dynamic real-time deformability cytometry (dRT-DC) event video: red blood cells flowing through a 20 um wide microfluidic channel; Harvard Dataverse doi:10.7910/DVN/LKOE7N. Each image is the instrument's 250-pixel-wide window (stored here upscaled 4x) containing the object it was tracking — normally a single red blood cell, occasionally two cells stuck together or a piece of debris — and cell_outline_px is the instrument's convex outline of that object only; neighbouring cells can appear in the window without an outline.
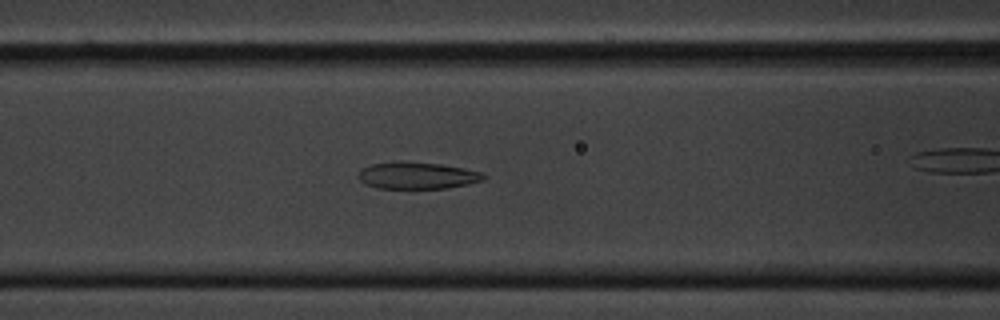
{"species": "common noctule bat (a hibernating species)", "species_latin": "Nyctalus noctula", "temperature_condition": "cold", "stored_images_in_passage": 47, "segment_of_instrument_passage": [1, 2], "camera_frame_rate_fps": 3000, "um_per_image_px": 0.085, "animal": {"sex": "male", "body_mass_g": 20.1, "forearm_length_mm": 53.5}, "frame": {"image": 1, "passage_image": 24, "time_ms": 7.667, "image_size_px": [1000, 320], "cell_outline_px": [[488, 176], [484, 180], [468, 184], [448, 188], [376, 188], [364, 184], [356, 176], [364, 168], [372, 164], [400, 160], [408, 160], [440, 164], [464, 168], [480, 172]], "centroid_in_image_um": [35.46, 14.91], "position_along_channel_um": 131.1, "area_um2": 19.88}}
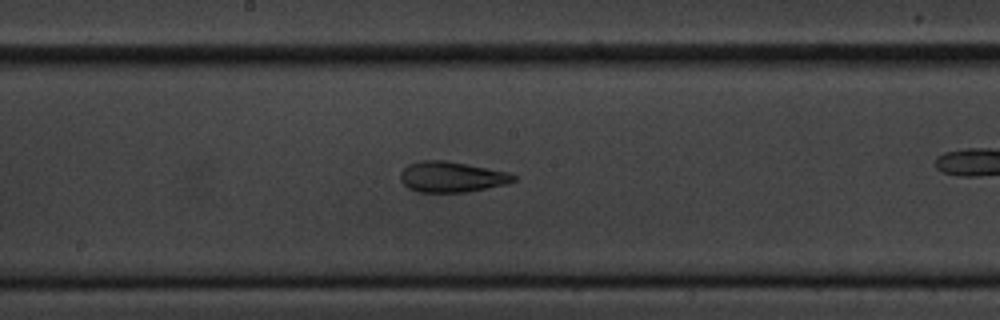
{"frame": {"image": 2, "passage_image": 31, "time_ms": 10.0, "image_size_px": [1000, 320], "cell_outline_px": [[516, 180], [508, 184], [468, 192], [416, 192], [408, 188], [400, 180], [400, 172], [408, 164], [420, 160], [448, 160], [504, 172], [516, 176]], "centroid_in_image_um": [38.34, 15.04], "position_along_channel_um": 209.9, "area_um2": 20.23}}
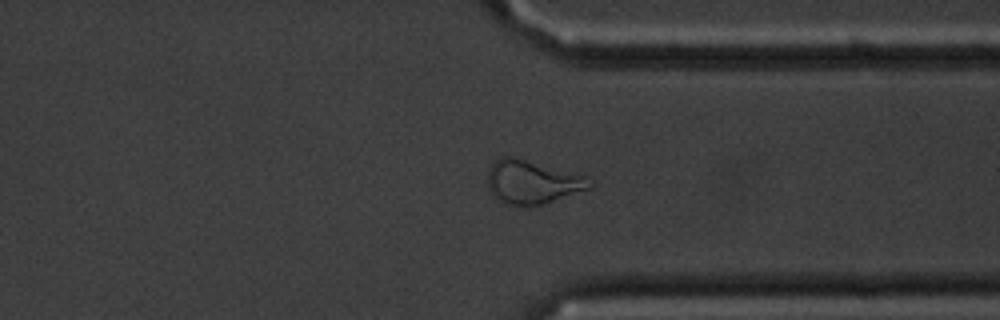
{"frame": {"image": 3, "passage_image": 45, "time_ms": 14.667, "image_size_px": [1000, 320], "cell_outline_px": [[596, 184], [592, 188], [528, 208], [508, 204], [496, 200], [488, 192], [488, 168], [500, 156], [512, 156], [584, 176]], "centroid_in_image_um": [45.19, 15.5], "position_along_channel_um": 366.2, "area_um2": 26.01}}